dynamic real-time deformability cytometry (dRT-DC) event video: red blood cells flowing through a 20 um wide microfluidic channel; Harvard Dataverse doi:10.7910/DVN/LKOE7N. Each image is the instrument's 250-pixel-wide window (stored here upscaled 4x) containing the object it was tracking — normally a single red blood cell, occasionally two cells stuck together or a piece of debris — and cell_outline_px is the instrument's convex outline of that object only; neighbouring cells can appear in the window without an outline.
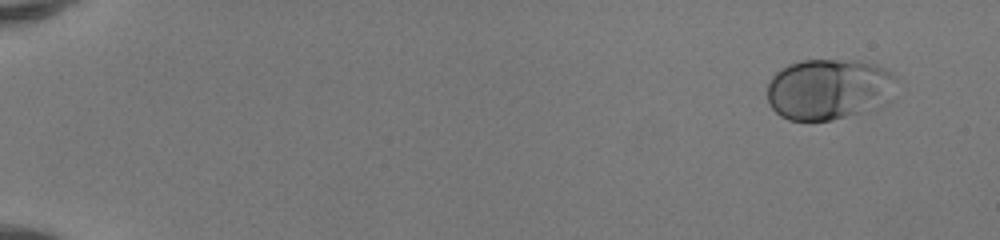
{"species": "human", "species_latin": "Homo sapiens", "temperature_condition": "room temperature", "stored_images_in_passage": 48, "camera_frame_rate_fps": 3000, "um_per_image_px": 0.085, "donor": {"sex": "female"}, "frame": {"image": 1, "passage_image": 1, "time_ms": 0.0, "image_size_px": [1000, 240], "cell_outline_px": [[896, 76], [892, 100], [884, 104], [860, 112], [832, 120], [788, 120], [780, 116], [772, 108], [768, 100], [768, 84], [772, 76], [780, 68], [788, 64], [800, 60], [860, 60], [884, 68], [892, 72]], "centroid_in_image_um": [70.45, 7.57], "position_along_channel_um": 14.5, "area_um2": 46.12}}
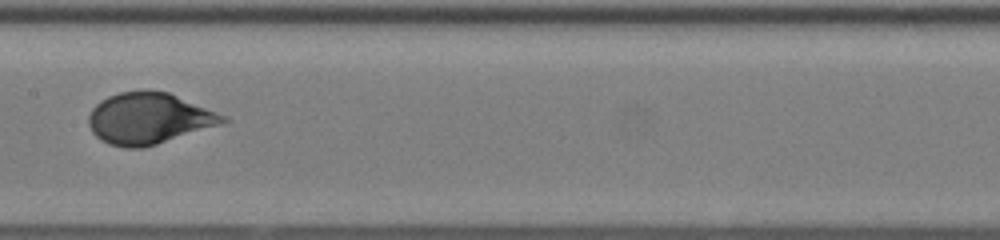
{"frame": {"image": 2, "passage_image": 26, "time_ms": 8.333, "image_size_px": [1000, 240], "cell_outline_px": [[232, 120], [220, 124], [144, 148], [128, 148], [108, 144], [100, 140], [92, 132], [88, 124], [88, 116], [92, 108], [100, 100], [108, 96], [120, 92], [168, 92], [216, 112]], "centroid_in_image_um": [12.6, 10.09], "position_along_channel_um": 194.8, "area_um2": 39.48}}
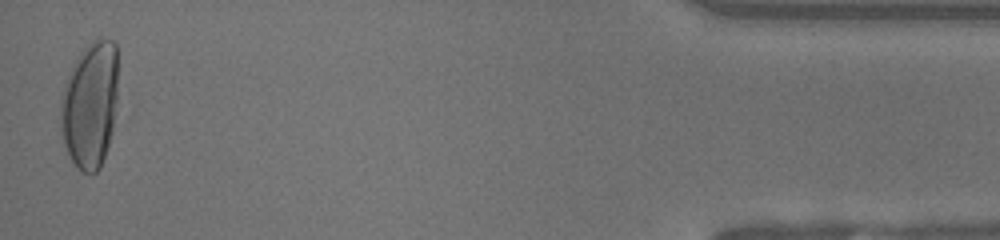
{"frame": {"image": 3, "passage_image": 48, "time_ms": 15.667, "image_size_px": [1000, 240], "cell_outline_px": [[116, 100], [112, 132], [100, 168], [96, 172], [80, 172], [76, 168], [64, 144], [60, 128], [60, 100], [64, 84], [80, 52], [96, 36], [104, 36], [112, 40], [116, 44]], "centroid_in_image_um": [7.63, 8.88], "position_along_channel_um": 427.6, "area_um2": 42.43}, "authors_computed_cell_mechanics": {"area_um2": 39.9687, "velocity_mm_per_s": 4.1389, "shape_relaxation_time_tau1_ms": 3.9246, "shape_relaxation_time_tau2_ms": null, "deformation_change_tau1": 0.197, "deformation_change_tau2": null}}